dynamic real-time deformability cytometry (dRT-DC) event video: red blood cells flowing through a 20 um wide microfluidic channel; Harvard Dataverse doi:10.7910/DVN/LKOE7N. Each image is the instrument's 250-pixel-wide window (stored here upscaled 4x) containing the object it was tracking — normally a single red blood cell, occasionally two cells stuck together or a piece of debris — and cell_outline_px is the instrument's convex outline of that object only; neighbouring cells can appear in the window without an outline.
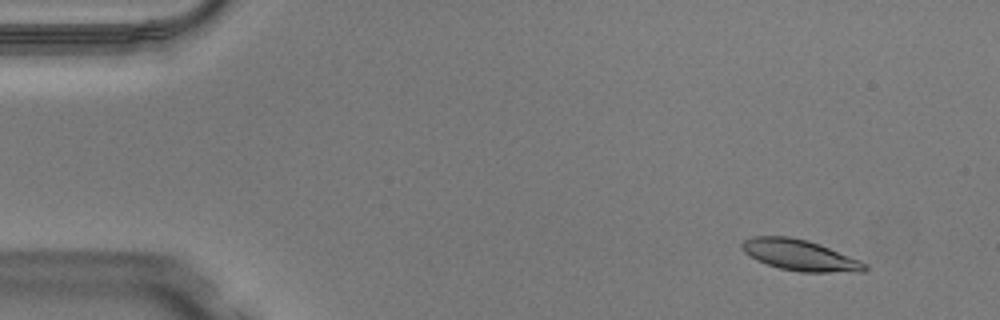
{"species": "Egyptian fruit bat (a non-hibernating species)", "species_latin": "Rousettus aegyptiacus", "temperature_condition": "warm", "stored_images_in_passage": 50, "camera_frame_rate_fps": 3000, "um_per_image_px": 0.085, "animal": {"sex": "male"}, "frame": {"image": 1, "passage_image": 5, "time_ms": 1.333, "image_size_px": [1000, 320], "cell_outline_px": [[868, 268], [864, 272], [800, 272], [780, 268], [756, 260], [744, 252], [740, 248], [740, 244], [744, 240], [752, 236], [788, 236], [808, 240], [820, 244], [860, 260], [868, 264]], "centroid_in_image_um": [68.0, 21.68], "position_along_channel_um": 17.0, "area_um2": 22.31}}
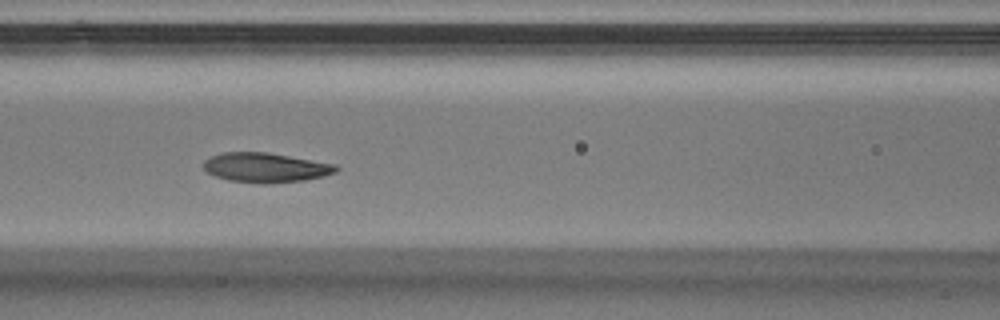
{"frame": {"image": 2, "passage_image": 22, "time_ms": 7.0, "image_size_px": [1000, 320], "cell_outline_px": [[340, 168], [336, 172], [324, 176], [304, 180], [264, 184], [228, 180], [216, 176], [208, 172], [204, 168], [204, 160], [212, 156], [224, 152], [264, 152], [336, 164]], "centroid_in_image_um": [22.59, 14.25], "position_along_channel_um": 144.0, "area_um2": 22.66}}
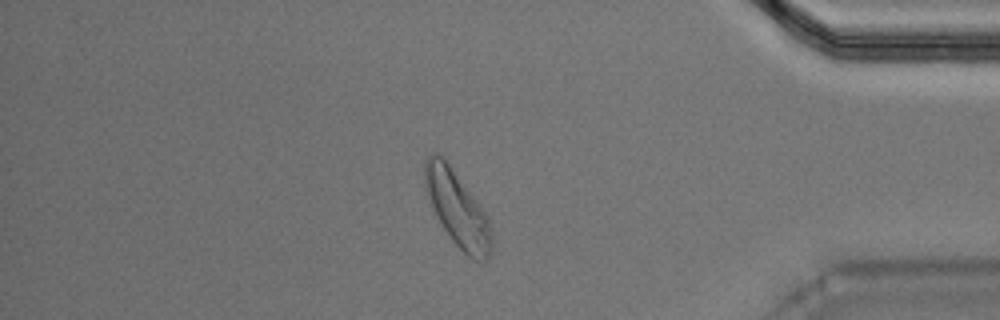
{"frame": {"image": 3, "passage_image": 43, "time_ms": 14.0, "image_size_px": [1000, 320], "cell_outline_px": [[492, 252], [484, 260], [472, 260], [452, 240], [436, 216], [428, 192], [424, 176], [424, 164], [428, 156], [440, 152], [488, 216], [492, 232]], "centroid_in_image_um": [38.91, 17.76], "position_along_channel_um": 396.3, "area_um2": 28.67}, "authors_computed_cell_mechanics": {"area_um2": 22.7443, "velocity_mm_per_s": 4.0446, "shape_relaxation_time_tau1_ms": 2.699, "shape_relaxation_time_tau2_ms": 3.3838, "deformation_change_tau1": 0.1333, "deformation_change_tau2": 0.101}}